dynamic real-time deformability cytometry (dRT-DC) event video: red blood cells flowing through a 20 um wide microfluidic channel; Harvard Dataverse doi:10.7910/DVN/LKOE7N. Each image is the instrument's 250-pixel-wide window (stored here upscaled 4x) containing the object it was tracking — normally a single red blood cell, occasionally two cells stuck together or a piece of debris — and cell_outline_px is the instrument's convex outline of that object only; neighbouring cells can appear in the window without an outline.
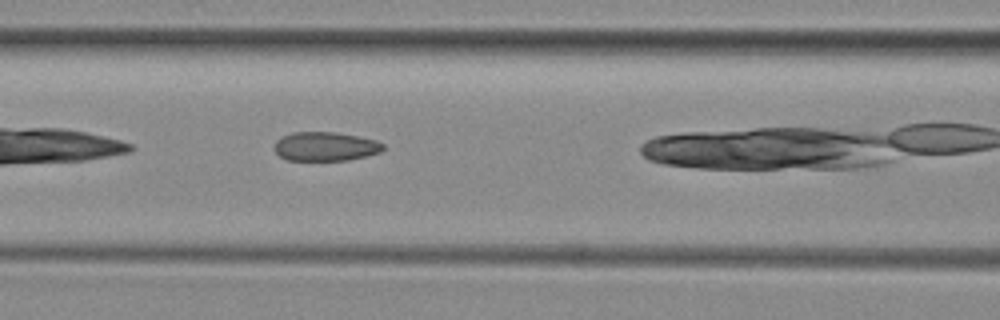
{"species": "common noctule bat (a hibernating species)", "species_latin": "Nyctalus noctula", "temperature_condition": "room temperature", "stored_images_in_passage": 23, "camera_frame_rate_fps": 3000, "um_per_image_px": 0.085, "animal": {"sex": "female", "body_mass_g": 29.2, "forearm_length_mm": 56.3}, "frame": {"image": 1, "passage_image": 4, "time_ms": 1.0, "image_size_px": [1000, 320], "cell_outline_px": [[384, 148], [380, 152], [348, 160], [288, 160], [280, 156], [276, 152], [276, 140], [292, 132], [336, 132], [376, 140], [384, 144]], "centroid_in_image_um": [27.67, 12.44], "position_along_channel_um": 138.9, "area_um2": 18.15}}
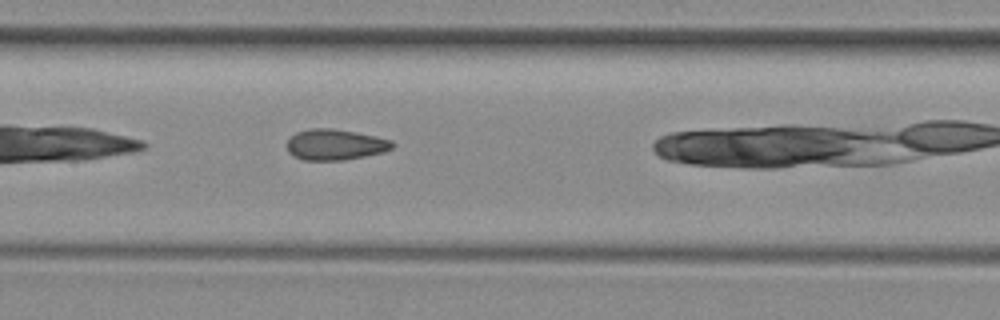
{"frame": {"image": 2, "passage_image": 7, "time_ms": 2.0, "image_size_px": [1000, 320], "cell_outline_px": [[396, 144], [392, 148], [384, 152], [344, 160], [304, 160], [292, 156], [288, 152], [288, 140], [296, 132], [312, 128], [332, 128], [356, 132], [376, 136], [392, 140]], "centroid_in_image_um": [28.51, 12.29], "position_along_channel_um": 178.9, "area_um2": 19.02}}
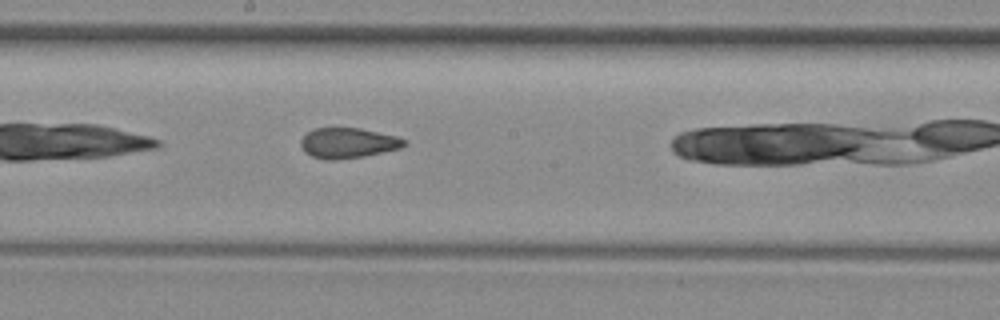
{"frame": {"image": 3, "passage_image": 10, "time_ms": 3.0, "image_size_px": [1000, 320], "cell_outline_px": [[404, 144], [400, 148], [364, 156], [336, 160], [324, 160], [312, 156], [304, 152], [300, 144], [300, 140], [308, 132], [316, 128], [360, 128], [396, 136], [404, 140]], "centroid_in_image_um": [29.52, 12.16], "position_along_channel_um": 218.7, "area_um2": 18.09}}